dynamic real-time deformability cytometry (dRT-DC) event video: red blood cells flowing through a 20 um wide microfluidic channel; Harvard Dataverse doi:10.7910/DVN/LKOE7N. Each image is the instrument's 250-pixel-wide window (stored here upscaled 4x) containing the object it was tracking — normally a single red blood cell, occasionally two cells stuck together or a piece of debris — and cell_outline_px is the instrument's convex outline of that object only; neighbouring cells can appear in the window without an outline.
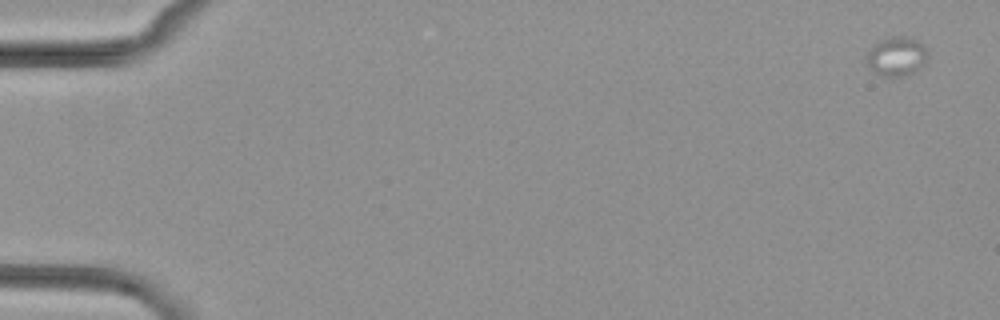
{"species": "common noctule bat (a hibernating species)", "species_latin": "Nyctalus noctula", "temperature_condition": "cold", "stored_images_in_passage": 6, "camera_frame_rate_fps": 3000, "um_per_image_px": 0.085, "animal": {"sex": "female", "body_mass_g": 29.2, "forearm_length_mm": 56.3}, "frame": {"image": 1, "passage_image": 1, "time_ms": 0.0, "image_size_px": [1000, 320], "cell_outline_px": [[928, 56], [924, 64], [920, 68], [912, 72], [900, 76], [888, 76], [876, 72], [868, 68], [864, 56], [872, 44], [880, 40], [892, 36], [908, 36], [924, 44], [928, 48]], "centroid_in_image_um": [76.2, 4.75], "position_along_channel_um": 8.8, "area_um2": 14.22}}